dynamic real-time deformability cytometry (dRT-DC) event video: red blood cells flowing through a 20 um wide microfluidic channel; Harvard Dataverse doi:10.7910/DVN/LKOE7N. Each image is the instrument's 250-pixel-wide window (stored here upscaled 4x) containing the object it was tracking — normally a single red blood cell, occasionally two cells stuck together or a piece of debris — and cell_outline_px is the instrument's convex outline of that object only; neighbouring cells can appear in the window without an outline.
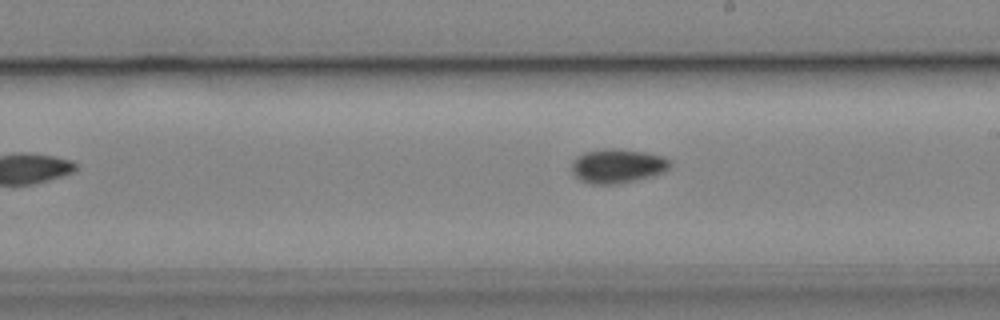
{"species": "common noctule bat (a hibernating species)", "species_latin": "Nyctalus noctula", "temperature_condition": "cold", "stored_images_in_passage": 7, "camera_frame_rate_fps": 3000, "um_per_image_px": 0.085, "animal": {"sex": "male", "body_mass_g": 19.2, "forearm_length_mm": 51.8}, "frame": {"image": 1, "passage_image": 7, "time_ms": 8.0, "image_size_px": [1000, 320], "cell_outline_px": [[672, 164], [664, 172], [656, 176], [616, 184], [592, 184], [580, 180], [572, 172], [572, 160], [576, 156], [584, 152], [604, 148], [616, 148], [644, 152], [664, 156], [672, 160]], "centroid_in_image_um": [52.51, 14.1], "position_along_channel_um": 236.5, "area_um2": 19.94}}